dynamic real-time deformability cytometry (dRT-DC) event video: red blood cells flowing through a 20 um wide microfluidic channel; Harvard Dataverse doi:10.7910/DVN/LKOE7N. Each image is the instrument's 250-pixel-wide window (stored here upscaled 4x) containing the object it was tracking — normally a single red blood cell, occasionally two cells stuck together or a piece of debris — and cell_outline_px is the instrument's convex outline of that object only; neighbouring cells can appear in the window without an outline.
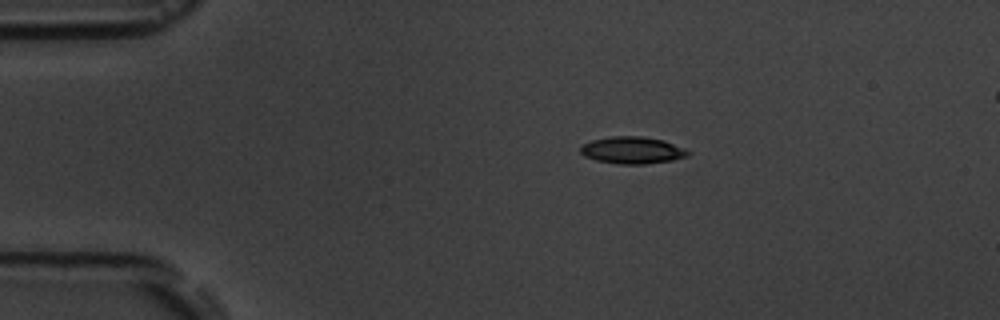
{"species": "common noctule bat (a hibernating species)", "species_latin": "Nyctalus noctula", "temperature_condition": "room temperature", "stored_images_in_passage": 9, "camera_frame_rate_fps": 3000, "um_per_image_px": 0.085, "animal": {"sex": "male", "body_mass_g": 19.5, "forearm_length_mm": 54.6}, "frame": {"image": 1, "passage_image": 1, "time_ms": 0.0, "image_size_px": [1000, 320], "cell_outline_px": [[692, 152], [688, 156], [672, 160], [644, 164], [620, 164], [596, 160], [584, 156], [580, 152], [580, 148], [584, 144], [592, 140], [612, 136], [640, 136], [664, 140], [688, 148]], "centroid_in_image_um": [53.81, 12.76], "position_along_channel_um": 31.2, "area_um2": 17.05}}
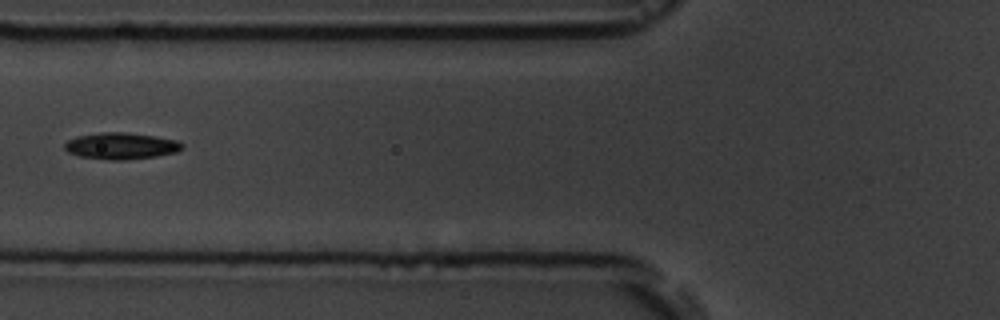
{"frame": {"image": 2, "passage_image": 4, "time_ms": 3.667, "image_size_px": [1000, 320], "cell_outline_px": [[184, 148], [176, 152], [156, 156], [124, 160], [108, 160], [80, 156], [68, 152], [64, 148], [64, 144], [68, 140], [76, 136], [100, 132], [124, 132], [156, 136], [176, 140], [184, 144]], "centroid_in_image_um": [10.29, 12.4], "position_along_channel_um": 115.5, "area_um2": 18.26}}